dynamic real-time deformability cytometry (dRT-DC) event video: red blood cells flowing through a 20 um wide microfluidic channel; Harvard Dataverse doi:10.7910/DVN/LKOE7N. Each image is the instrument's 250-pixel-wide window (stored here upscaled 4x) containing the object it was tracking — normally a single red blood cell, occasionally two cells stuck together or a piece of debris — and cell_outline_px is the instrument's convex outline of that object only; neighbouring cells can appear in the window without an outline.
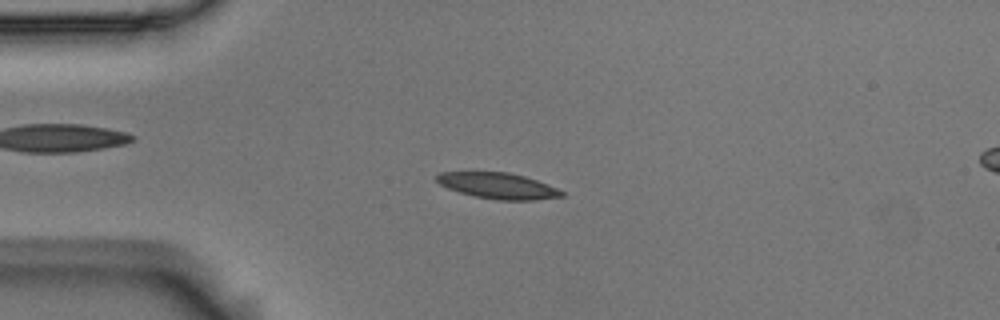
{"species": "Egyptian fruit bat (a non-hibernating species)", "species_latin": "Rousettus aegyptiacus", "temperature_condition": "room temperature", "stored_images_in_passage": 53, "camera_frame_rate_fps": 3000, "um_per_image_px": 0.085, "animal": {"sex": "male"}, "frame": {"image": 1, "passage_image": 10, "time_ms": 3.0, "image_size_px": [1000, 320], "cell_outline_px": [[564, 196], [536, 200], [496, 200], [472, 196], [448, 188], [440, 184], [432, 176], [440, 172], [508, 172], [524, 176], [536, 180], [556, 188], [564, 192]], "centroid_in_image_um": [42.29, 15.79], "position_along_channel_um": 42.7, "area_um2": 18.96}}
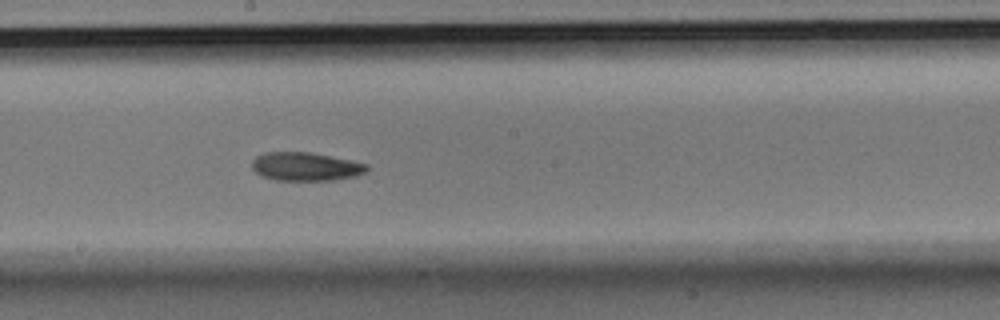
{"frame": {"image": 2, "passage_image": 27, "time_ms": 8.667, "image_size_px": [1000, 320], "cell_outline_px": [[368, 172], [356, 176], [336, 180], [272, 180], [260, 176], [252, 168], [252, 160], [256, 156], [264, 152], [308, 152], [368, 164]], "centroid_in_image_um": [25.96, 14.17], "position_along_channel_um": 222.2, "area_um2": 19.13}}
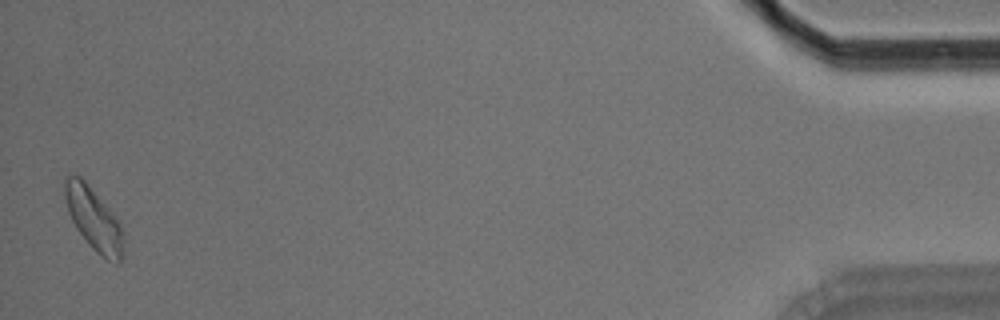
{"frame": {"image": 3, "passage_image": 52, "time_ms": 17.0, "image_size_px": [1000, 320], "cell_outline_px": [[124, 236], [120, 264], [116, 264], [100, 256], [88, 244], [76, 228], [68, 212], [64, 196], [64, 180], [68, 176], [80, 176], [88, 184], [108, 208], [120, 224], [124, 232]], "centroid_in_image_um": [7.96, 18.65], "position_along_channel_um": 427.2, "area_um2": 21.21}, "authors_computed_cell_mechanics": {"area_um2": 19.2474, "velocity_mm_per_s": 3.5419, "shape_relaxation_time_tau1_ms": 3.6902, "shape_relaxation_time_tau2_ms": 5.4284, "deformation_change_tau1": 0.1129, "deformation_change_tau2": 0.1077}}